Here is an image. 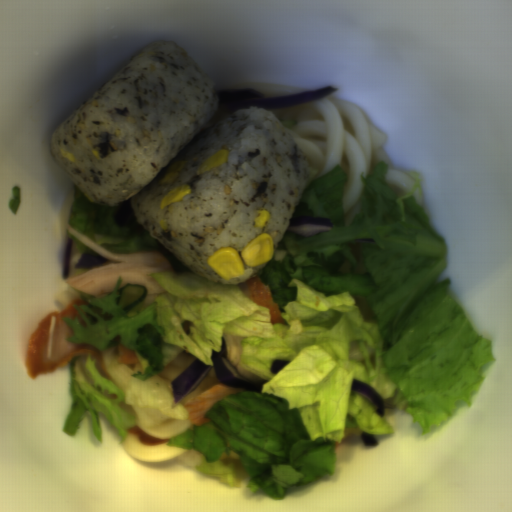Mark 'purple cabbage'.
<instances>
[{
    "label": "purple cabbage",
    "mask_w": 512,
    "mask_h": 512,
    "mask_svg": "<svg viewBox=\"0 0 512 512\" xmlns=\"http://www.w3.org/2000/svg\"><path fill=\"white\" fill-rule=\"evenodd\" d=\"M336 90L332 86H323L316 91L303 92L291 95L265 98L264 95L253 89H235L222 92H216L219 97V105L216 113L205 124L203 130L210 128L220 121L228 118L236 111L242 108L255 106L263 109L272 110L299 103L309 102L322 98H327ZM202 130V131H203Z\"/></svg>",
    "instance_id": "1"
},
{
    "label": "purple cabbage",
    "mask_w": 512,
    "mask_h": 512,
    "mask_svg": "<svg viewBox=\"0 0 512 512\" xmlns=\"http://www.w3.org/2000/svg\"><path fill=\"white\" fill-rule=\"evenodd\" d=\"M218 384H226L235 390L260 393L267 380H256L240 374L238 368L228 356L227 340L223 336L220 352L212 350L210 356Z\"/></svg>",
    "instance_id": "2"
},
{
    "label": "purple cabbage",
    "mask_w": 512,
    "mask_h": 512,
    "mask_svg": "<svg viewBox=\"0 0 512 512\" xmlns=\"http://www.w3.org/2000/svg\"><path fill=\"white\" fill-rule=\"evenodd\" d=\"M210 365L195 359L170 382L174 404L195 390L210 372Z\"/></svg>",
    "instance_id": "3"
},
{
    "label": "purple cabbage",
    "mask_w": 512,
    "mask_h": 512,
    "mask_svg": "<svg viewBox=\"0 0 512 512\" xmlns=\"http://www.w3.org/2000/svg\"><path fill=\"white\" fill-rule=\"evenodd\" d=\"M332 227L329 217L316 214H292L285 233H291L301 237H312L324 231H330Z\"/></svg>",
    "instance_id": "4"
},
{
    "label": "purple cabbage",
    "mask_w": 512,
    "mask_h": 512,
    "mask_svg": "<svg viewBox=\"0 0 512 512\" xmlns=\"http://www.w3.org/2000/svg\"><path fill=\"white\" fill-rule=\"evenodd\" d=\"M350 391L366 396L371 402L375 413L383 417L386 411V403L377 389L367 382L353 377Z\"/></svg>",
    "instance_id": "5"
},
{
    "label": "purple cabbage",
    "mask_w": 512,
    "mask_h": 512,
    "mask_svg": "<svg viewBox=\"0 0 512 512\" xmlns=\"http://www.w3.org/2000/svg\"><path fill=\"white\" fill-rule=\"evenodd\" d=\"M114 264L110 259L99 253L93 248L84 250L75 264L76 268H99L102 266Z\"/></svg>",
    "instance_id": "6"
},
{
    "label": "purple cabbage",
    "mask_w": 512,
    "mask_h": 512,
    "mask_svg": "<svg viewBox=\"0 0 512 512\" xmlns=\"http://www.w3.org/2000/svg\"><path fill=\"white\" fill-rule=\"evenodd\" d=\"M72 244H73V239L71 236H68L65 239L63 260H62V277H63L64 281H67V279H69V268H70Z\"/></svg>",
    "instance_id": "7"
},
{
    "label": "purple cabbage",
    "mask_w": 512,
    "mask_h": 512,
    "mask_svg": "<svg viewBox=\"0 0 512 512\" xmlns=\"http://www.w3.org/2000/svg\"><path fill=\"white\" fill-rule=\"evenodd\" d=\"M359 436H360V439L364 446H368V447L378 446L379 441L375 435H371V434L363 431V432H360Z\"/></svg>",
    "instance_id": "8"
},
{
    "label": "purple cabbage",
    "mask_w": 512,
    "mask_h": 512,
    "mask_svg": "<svg viewBox=\"0 0 512 512\" xmlns=\"http://www.w3.org/2000/svg\"><path fill=\"white\" fill-rule=\"evenodd\" d=\"M289 364V361L285 360H274L271 365V373L273 374H279L287 365Z\"/></svg>",
    "instance_id": "9"
}]
</instances>
